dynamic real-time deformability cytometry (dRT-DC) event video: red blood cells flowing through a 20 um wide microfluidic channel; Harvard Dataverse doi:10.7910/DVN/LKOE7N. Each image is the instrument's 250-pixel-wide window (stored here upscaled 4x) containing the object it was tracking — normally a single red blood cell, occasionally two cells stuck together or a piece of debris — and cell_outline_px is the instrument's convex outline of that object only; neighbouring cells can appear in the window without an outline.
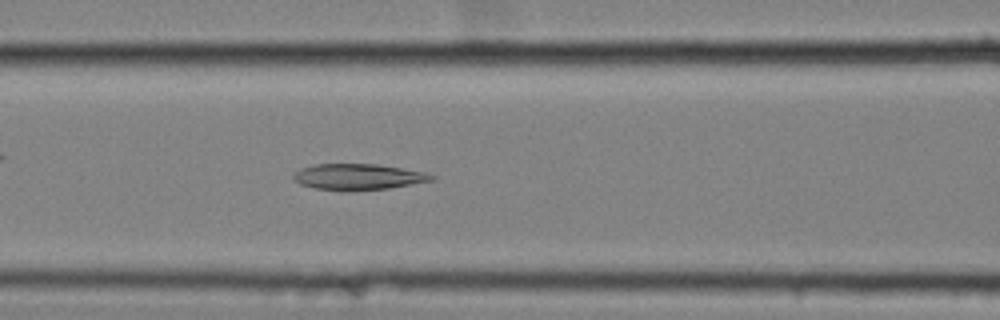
{"species": "common noctule bat (a hibernating species)", "species_latin": "Nyctalus noctula", "temperature_condition": "cold", "stored_images_in_passage": 52, "camera_frame_rate_fps": 3000, "um_per_image_px": 0.085, "animal": {"sex": "female", "body_mass_g": 25.1}, "frame": {"image": 1, "passage_image": 20, "time_ms": 6.333, "image_size_px": [1000, 320], "cell_outline_px": [[436, 180], [388, 188], [316, 188], [300, 184], [292, 176], [300, 168], [316, 164], [376, 164], [424, 172], [436, 176]], "centroid_in_image_um": [30.49, 14.99], "position_along_channel_um": 136.1, "area_um2": 19.94}}
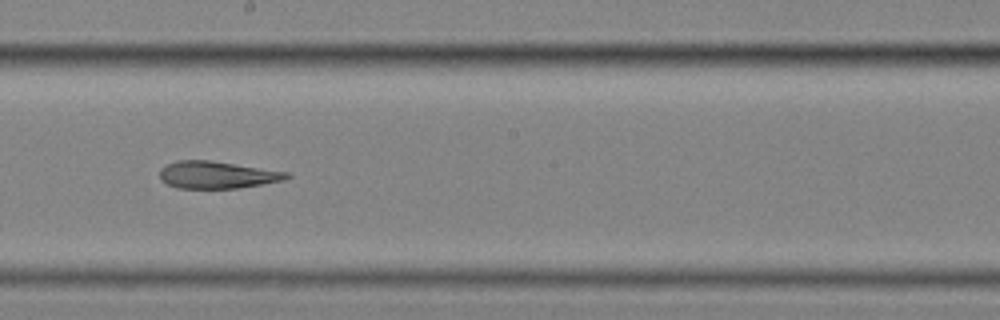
{"frame": {"image": 2, "passage_image": 28, "time_ms": 9.0, "image_size_px": [1000, 320], "cell_outline_px": [[292, 176], [284, 180], [236, 188], [176, 188], [160, 180], [160, 168], [176, 160], [208, 160], [288, 172]], "centroid_in_image_um": [18.41, 14.86], "position_along_channel_um": 229.8, "area_um2": 19.94}}
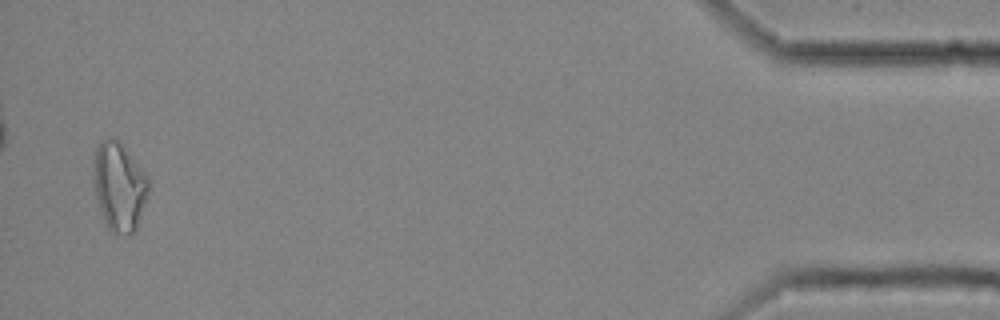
{"frame": {"image": 3, "passage_image": 51, "time_ms": 16.667, "image_size_px": [1000, 320], "cell_outline_px": [[148, 196], [136, 228], [132, 232], [124, 236], [116, 236], [104, 224], [96, 200], [96, 148], [104, 140], [116, 140], [120, 144], [148, 176]], "centroid_in_image_um": [10.16, 15.99], "position_along_channel_um": 425.0, "area_um2": 27.46}, "authors_computed_cell_mechanics": {"area_um2": 22.4553, "velocity_mm_per_s": 3.5214, "shape_relaxation_time_tau1_ms": null, "shape_relaxation_time_tau2_ms": 3.1483, "deformation_change_tau1": null, "deformation_change_tau2": 0.1273}}